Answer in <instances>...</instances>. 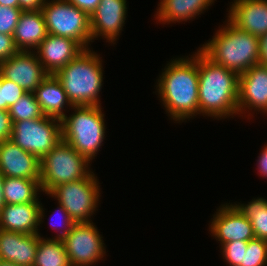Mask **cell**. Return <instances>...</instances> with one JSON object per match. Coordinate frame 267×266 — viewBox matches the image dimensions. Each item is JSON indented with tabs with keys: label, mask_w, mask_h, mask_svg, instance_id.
I'll return each mask as SVG.
<instances>
[{
	"label": "cell",
	"mask_w": 267,
	"mask_h": 266,
	"mask_svg": "<svg viewBox=\"0 0 267 266\" xmlns=\"http://www.w3.org/2000/svg\"><path fill=\"white\" fill-rule=\"evenodd\" d=\"M214 1L216 0H160L154 18L157 24L159 22L162 25L192 21L206 12Z\"/></svg>",
	"instance_id": "21"
},
{
	"label": "cell",
	"mask_w": 267,
	"mask_h": 266,
	"mask_svg": "<svg viewBox=\"0 0 267 266\" xmlns=\"http://www.w3.org/2000/svg\"><path fill=\"white\" fill-rule=\"evenodd\" d=\"M42 13L48 33L73 39L84 49L91 47L90 17L83 10L67 0H45Z\"/></svg>",
	"instance_id": "8"
},
{
	"label": "cell",
	"mask_w": 267,
	"mask_h": 266,
	"mask_svg": "<svg viewBox=\"0 0 267 266\" xmlns=\"http://www.w3.org/2000/svg\"><path fill=\"white\" fill-rule=\"evenodd\" d=\"M224 24L198 48L215 64L240 76L260 63V38L238 29L228 19Z\"/></svg>",
	"instance_id": "3"
},
{
	"label": "cell",
	"mask_w": 267,
	"mask_h": 266,
	"mask_svg": "<svg viewBox=\"0 0 267 266\" xmlns=\"http://www.w3.org/2000/svg\"><path fill=\"white\" fill-rule=\"evenodd\" d=\"M127 0H101L90 16L92 42L102 38L115 45L125 26Z\"/></svg>",
	"instance_id": "12"
},
{
	"label": "cell",
	"mask_w": 267,
	"mask_h": 266,
	"mask_svg": "<svg viewBox=\"0 0 267 266\" xmlns=\"http://www.w3.org/2000/svg\"><path fill=\"white\" fill-rule=\"evenodd\" d=\"M80 10H83L89 17L95 11L101 0H67Z\"/></svg>",
	"instance_id": "34"
},
{
	"label": "cell",
	"mask_w": 267,
	"mask_h": 266,
	"mask_svg": "<svg viewBox=\"0 0 267 266\" xmlns=\"http://www.w3.org/2000/svg\"><path fill=\"white\" fill-rule=\"evenodd\" d=\"M47 35L48 31L42 10L23 11L13 38L19 51L34 52Z\"/></svg>",
	"instance_id": "20"
},
{
	"label": "cell",
	"mask_w": 267,
	"mask_h": 266,
	"mask_svg": "<svg viewBox=\"0 0 267 266\" xmlns=\"http://www.w3.org/2000/svg\"><path fill=\"white\" fill-rule=\"evenodd\" d=\"M26 92L24 89L0 75V109L8 111Z\"/></svg>",
	"instance_id": "28"
},
{
	"label": "cell",
	"mask_w": 267,
	"mask_h": 266,
	"mask_svg": "<svg viewBox=\"0 0 267 266\" xmlns=\"http://www.w3.org/2000/svg\"><path fill=\"white\" fill-rule=\"evenodd\" d=\"M92 49H85L55 74L73 106H102L103 61Z\"/></svg>",
	"instance_id": "4"
},
{
	"label": "cell",
	"mask_w": 267,
	"mask_h": 266,
	"mask_svg": "<svg viewBox=\"0 0 267 266\" xmlns=\"http://www.w3.org/2000/svg\"><path fill=\"white\" fill-rule=\"evenodd\" d=\"M189 56L171 59L155 83L167 116L179 124L199 115L198 49Z\"/></svg>",
	"instance_id": "1"
},
{
	"label": "cell",
	"mask_w": 267,
	"mask_h": 266,
	"mask_svg": "<svg viewBox=\"0 0 267 266\" xmlns=\"http://www.w3.org/2000/svg\"><path fill=\"white\" fill-rule=\"evenodd\" d=\"M230 3L226 17L233 25L258 38L267 33V0H233Z\"/></svg>",
	"instance_id": "18"
},
{
	"label": "cell",
	"mask_w": 267,
	"mask_h": 266,
	"mask_svg": "<svg viewBox=\"0 0 267 266\" xmlns=\"http://www.w3.org/2000/svg\"><path fill=\"white\" fill-rule=\"evenodd\" d=\"M43 207L41 201L16 205L5 204L0 211V229L24 234H38L45 217L46 209Z\"/></svg>",
	"instance_id": "16"
},
{
	"label": "cell",
	"mask_w": 267,
	"mask_h": 266,
	"mask_svg": "<svg viewBox=\"0 0 267 266\" xmlns=\"http://www.w3.org/2000/svg\"><path fill=\"white\" fill-rule=\"evenodd\" d=\"M12 135V121L8 111L0 109V142L9 140Z\"/></svg>",
	"instance_id": "33"
},
{
	"label": "cell",
	"mask_w": 267,
	"mask_h": 266,
	"mask_svg": "<svg viewBox=\"0 0 267 266\" xmlns=\"http://www.w3.org/2000/svg\"><path fill=\"white\" fill-rule=\"evenodd\" d=\"M210 221L208 230L220 243L219 246L235 240L249 241L255 238L251 222L232 203L221 204Z\"/></svg>",
	"instance_id": "13"
},
{
	"label": "cell",
	"mask_w": 267,
	"mask_h": 266,
	"mask_svg": "<svg viewBox=\"0 0 267 266\" xmlns=\"http://www.w3.org/2000/svg\"><path fill=\"white\" fill-rule=\"evenodd\" d=\"M199 116H238L239 75L215 64L198 48Z\"/></svg>",
	"instance_id": "2"
},
{
	"label": "cell",
	"mask_w": 267,
	"mask_h": 266,
	"mask_svg": "<svg viewBox=\"0 0 267 266\" xmlns=\"http://www.w3.org/2000/svg\"><path fill=\"white\" fill-rule=\"evenodd\" d=\"M45 0H19V8L22 11L42 10Z\"/></svg>",
	"instance_id": "36"
},
{
	"label": "cell",
	"mask_w": 267,
	"mask_h": 266,
	"mask_svg": "<svg viewBox=\"0 0 267 266\" xmlns=\"http://www.w3.org/2000/svg\"><path fill=\"white\" fill-rule=\"evenodd\" d=\"M57 204H58V206H57L56 212L58 211L57 212L58 213V217L60 215L61 216L59 218H57L56 217L57 216L56 212H52L53 215L51 214V216H52L51 218H53L54 216L56 218L50 220L51 221L50 222L51 224L50 223L49 224L52 227V230H55L56 229L55 231H57L56 232L57 234H55V236L52 237V239H61L62 240L71 231L72 226L75 224V222L71 219L69 213L63 208V206L61 204H59V203H57ZM55 219H61L60 222H58V224L60 226L59 225H56V223L54 224L52 222Z\"/></svg>",
	"instance_id": "31"
},
{
	"label": "cell",
	"mask_w": 267,
	"mask_h": 266,
	"mask_svg": "<svg viewBox=\"0 0 267 266\" xmlns=\"http://www.w3.org/2000/svg\"><path fill=\"white\" fill-rule=\"evenodd\" d=\"M94 171L81 180L56 186L48 196L69 213L75 223L92 222L93 214L98 210L101 188Z\"/></svg>",
	"instance_id": "7"
},
{
	"label": "cell",
	"mask_w": 267,
	"mask_h": 266,
	"mask_svg": "<svg viewBox=\"0 0 267 266\" xmlns=\"http://www.w3.org/2000/svg\"><path fill=\"white\" fill-rule=\"evenodd\" d=\"M91 162L61 140L51 152L40 159L42 192L49 194L56 186L88 177Z\"/></svg>",
	"instance_id": "6"
},
{
	"label": "cell",
	"mask_w": 267,
	"mask_h": 266,
	"mask_svg": "<svg viewBox=\"0 0 267 266\" xmlns=\"http://www.w3.org/2000/svg\"><path fill=\"white\" fill-rule=\"evenodd\" d=\"M0 173L4 177L40 180V159L10 139L0 142Z\"/></svg>",
	"instance_id": "17"
},
{
	"label": "cell",
	"mask_w": 267,
	"mask_h": 266,
	"mask_svg": "<svg viewBox=\"0 0 267 266\" xmlns=\"http://www.w3.org/2000/svg\"><path fill=\"white\" fill-rule=\"evenodd\" d=\"M254 111L267 115V66L260 63L239 77L238 117L249 120Z\"/></svg>",
	"instance_id": "11"
},
{
	"label": "cell",
	"mask_w": 267,
	"mask_h": 266,
	"mask_svg": "<svg viewBox=\"0 0 267 266\" xmlns=\"http://www.w3.org/2000/svg\"><path fill=\"white\" fill-rule=\"evenodd\" d=\"M85 49L75 40L48 33L36 51L48 75H55Z\"/></svg>",
	"instance_id": "15"
},
{
	"label": "cell",
	"mask_w": 267,
	"mask_h": 266,
	"mask_svg": "<svg viewBox=\"0 0 267 266\" xmlns=\"http://www.w3.org/2000/svg\"><path fill=\"white\" fill-rule=\"evenodd\" d=\"M42 192L40 180L4 177L3 196L5 204L38 202Z\"/></svg>",
	"instance_id": "23"
},
{
	"label": "cell",
	"mask_w": 267,
	"mask_h": 266,
	"mask_svg": "<svg viewBox=\"0 0 267 266\" xmlns=\"http://www.w3.org/2000/svg\"><path fill=\"white\" fill-rule=\"evenodd\" d=\"M22 12L20 8L0 5V33L13 35Z\"/></svg>",
	"instance_id": "30"
},
{
	"label": "cell",
	"mask_w": 267,
	"mask_h": 266,
	"mask_svg": "<svg viewBox=\"0 0 267 266\" xmlns=\"http://www.w3.org/2000/svg\"><path fill=\"white\" fill-rule=\"evenodd\" d=\"M8 113L12 122L33 120L44 116L33 92H26L15 104L9 107Z\"/></svg>",
	"instance_id": "26"
},
{
	"label": "cell",
	"mask_w": 267,
	"mask_h": 266,
	"mask_svg": "<svg viewBox=\"0 0 267 266\" xmlns=\"http://www.w3.org/2000/svg\"><path fill=\"white\" fill-rule=\"evenodd\" d=\"M72 266H95L107 254L103 237L95 223H75L62 239Z\"/></svg>",
	"instance_id": "10"
},
{
	"label": "cell",
	"mask_w": 267,
	"mask_h": 266,
	"mask_svg": "<svg viewBox=\"0 0 267 266\" xmlns=\"http://www.w3.org/2000/svg\"><path fill=\"white\" fill-rule=\"evenodd\" d=\"M256 160L258 175L262 178H267V144L263 146Z\"/></svg>",
	"instance_id": "35"
},
{
	"label": "cell",
	"mask_w": 267,
	"mask_h": 266,
	"mask_svg": "<svg viewBox=\"0 0 267 266\" xmlns=\"http://www.w3.org/2000/svg\"><path fill=\"white\" fill-rule=\"evenodd\" d=\"M39 234H24L0 229V260L19 266H33Z\"/></svg>",
	"instance_id": "19"
},
{
	"label": "cell",
	"mask_w": 267,
	"mask_h": 266,
	"mask_svg": "<svg viewBox=\"0 0 267 266\" xmlns=\"http://www.w3.org/2000/svg\"><path fill=\"white\" fill-rule=\"evenodd\" d=\"M251 222L255 238L267 240V199L257 197L250 202L233 204Z\"/></svg>",
	"instance_id": "25"
},
{
	"label": "cell",
	"mask_w": 267,
	"mask_h": 266,
	"mask_svg": "<svg viewBox=\"0 0 267 266\" xmlns=\"http://www.w3.org/2000/svg\"><path fill=\"white\" fill-rule=\"evenodd\" d=\"M3 182H4V176L0 173V211L5 205V200L3 196Z\"/></svg>",
	"instance_id": "39"
},
{
	"label": "cell",
	"mask_w": 267,
	"mask_h": 266,
	"mask_svg": "<svg viewBox=\"0 0 267 266\" xmlns=\"http://www.w3.org/2000/svg\"><path fill=\"white\" fill-rule=\"evenodd\" d=\"M260 64L267 66V33L260 38Z\"/></svg>",
	"instance_id": "37"
},
{
	"label": "cell",
	"mask_w": 267,
	"mask_h": 266,
	"mask_svg": "<svg viewBox=\"0 0 267 266\" xmlns=\"http://www.w3.org/2000/svg\"><path fill=\"white\" fill-rule=\"evenodd\" d=\"M18 52L13 35L0 33V61L6 60Z\"/></svg>",
	"instance_id": "32"
},
{
	"label": "cell",
	"mask_w": 267,
	"mask_h": 266,
	"mask_svg": "<svg viewBox=\"0 0 267 266\" xmlns=\"http://www.w3.org/2000/svg\"><path fill=\"white\" fill-rule=\"evenodd\" d=\"M0 266H19V265L15 264L13 262H8V261L1 260L0 261Z\"/></svg>",
	"instance_id": "40"
},
{
	"label": "cell",
	"mask_w": 267,
	"mask_h": 266,
	"mask_svg": "<svg viewBox=\"0 0 267 266\" xmlns=\"http://www.w3.org/2000/svg\"><path fill=\"white\" fill-rule=\"evenodd\" d=\"M33 93L45 116L61 120L73 107L55 75H48Z\"/></svg>",
	"instance_id": "22"
},
{
	"label": "cell",
	"mask_w": 267,
	"mask_h": 266,
	"mask_svg": "<svg viewBox=\"0 0 267 266\" xmlns=\"http://www.w3.org/2000/svg\"><path fill=\"white\" fill-rule=\"evenodd\" d=\"M248 241L235 240L225 243L220 247L223 261L229 266H240L243 262L244 251H246Z\"/></svg>",
	"instance_id": "29"
},
{
	"label": "cell",
	"mask_w": 267,
	"mask_h": 266,
	"mask_svg": "<svg viewBox=\"0 0 267 266\" xmlns=\"http://www.w3.org/2000/svg\"><path fill=\"white\" fill-rule=\"evenodd\" d=\"M0 75L25 92H34L48 76L35 52L19 51L10 58L0 61Z\"/></svg>",
	"instance_id": "14"
},
{
	"label": "cell",
	"mask_w": 267,
	"mask_h": 266,
	"mask_svg": "<svg viewBox=\"0 0 267 266\" xmlns=\"http://www.w3.org/2000/svg\"><path fill=\"white\" fill-rule=\"evenodd\" d=\"M0 5L19 8V0H0Z\"/></svg>",
	"instance_id": "38"
},
{
	"label": "cell",
	"mask_w": 267,
	"mask_h": 266,
	"mask_svg": "<svg viewBox=\"0 0 267 266\" xmlns=\"http://www.w3.org/2000/svg\"><path fill=\"white\" fill-rule=\"evenodd\" d=\"M71 114L61 119L62 140L91 164L106 138L105 114L102 106H73Z\"/></svg>",
	"instance_id": "5"
},
{
	"label": "cell",
	"mask_w": 267,
	"mask_h": 266,
	"mask_svg": "<svg viewBox=\"0 0 267 266\" xmlns=\"http://www.w3.org/2000/svg\"><path fill=\"white\" fill-rule=\"evenodd\" d=\"M10 140L41 159L62 140L61 120L44 115L33 120L12 122Z\"/></svg>",
	"instance_id": "9"
},
{
	"label": "cell",
	"mask_w": 267,
	"mask_h": 266,
	"mask_svg": "<svg viewBox=\"0 0 267 266\" xmlns=\"http://www.w3.org/2000/svg\"><path fill=\"white\" fill-rule=\"evenodd\" d=\"M38 234L39 241L33 266H72L61 239L44 238L41 233Z\"/></svg>",
	"instance_id": "24"
},
{
	"label": "cell",
	"mask_w": 267,
	"mask_h": 266,
	"mask_svg": "<svg viewBox=\"0 0 267 266\" xmlns=\"http://www.w3.org/2000/svg\"><path fill=\"white\" fill-rule=\"evenodd\" d=\"M240 266H267V240H249Z\"/></svg>",
	"instance_id": "27"
}]
</instances>
